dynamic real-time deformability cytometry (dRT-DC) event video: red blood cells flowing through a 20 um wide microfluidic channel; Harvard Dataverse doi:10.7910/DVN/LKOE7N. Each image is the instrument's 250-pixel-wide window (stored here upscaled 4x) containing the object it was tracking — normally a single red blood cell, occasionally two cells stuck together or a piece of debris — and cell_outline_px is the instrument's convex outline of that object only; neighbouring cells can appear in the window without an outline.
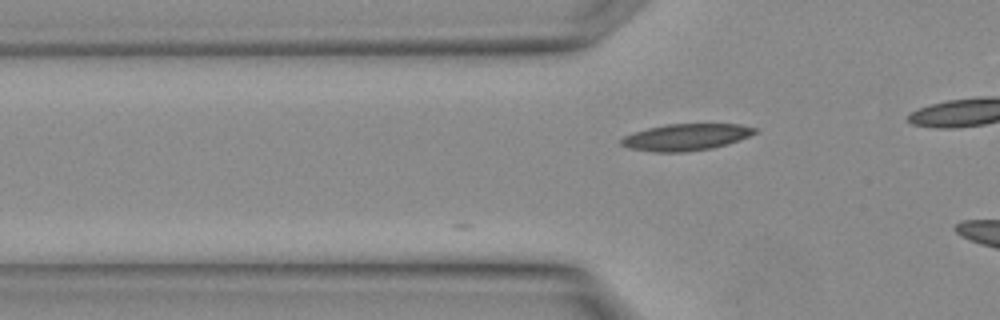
{"species": "Egyptian fruit bat (a non-hibernating species)", "species_latin": "Rousettus aegyptiacus", "temperature_condition": "warm", "stored_images_in_passage": 2, "camera_frame_rate_fps": 3000, "um_per_image_px": 0.085, "animal": {"sex": "female"}, "frame": {"image": 1, "passage_image": 2, "time_ms": 0.333, "image_size_px": [1000, 320], "cell_outline_px": [[756, 132], [740, 140], [728, 144], [712, 148], [684, 152], [652, 152], [628, 148], [620, 144], [620, 140], [624, 136], [648, 128], [668, 124], [740, 124], [756, 128]], "centroid_in_image_um": [58.3, 11.66], "position_along_channel_um": 67.5, "area_um2": 20.69}}